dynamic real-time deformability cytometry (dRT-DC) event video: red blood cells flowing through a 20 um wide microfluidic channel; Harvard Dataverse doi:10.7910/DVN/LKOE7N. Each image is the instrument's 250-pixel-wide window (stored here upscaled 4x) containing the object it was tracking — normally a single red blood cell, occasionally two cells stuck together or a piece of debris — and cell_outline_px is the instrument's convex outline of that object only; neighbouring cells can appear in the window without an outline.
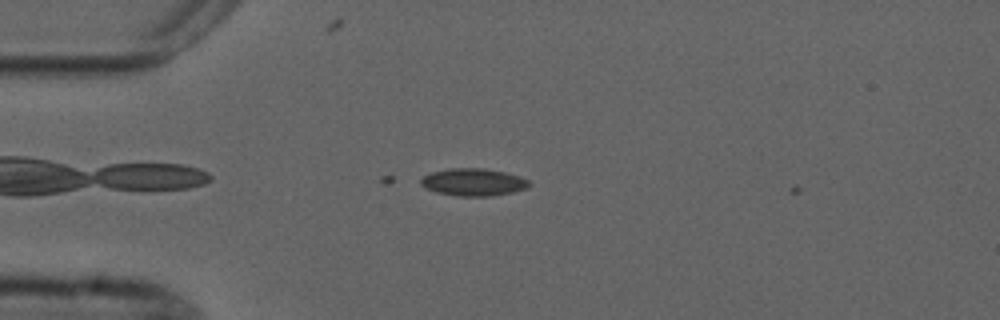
{"species": "common noctule bat (a hibernating species)", "species_latin": "Nyctalus noctula", "temperature_condition": "cold", "stored_images_in_passage": 4, "camera_frame_rate_fps": 3000, "um_per_image_px": 0.085, "animal": {"sex": "male", "forearm_length_mm": 52.5}, "frame": {"image": 1, "passage_image": 1, "time_ms": 0.0, "image_size_px": [1000, 320], "cell_outline_px": [[532, 184], [528, 188], [512, 192], [492, 196], [456, 196], [436, 192], [424, 188], [420, 184], [420, 180], [424, 176], [432, 172], [448, 168], [484, 168], [504, 172], [520, 176], [528, 180]], "centroid_in_image_um": [40.24, 15.48], "position_along_channel_um": 44.8, "area_um2": 17.46}}
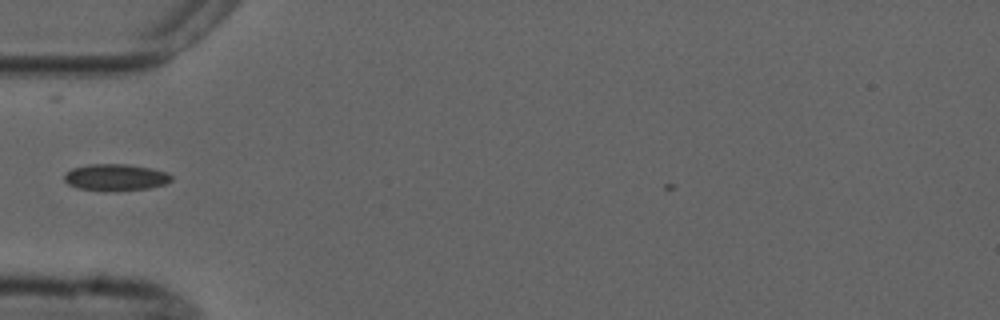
{"frame": {"image": 2, "passage_image": 2, "time_ms": 1.333, "image_size_px": [1000, 320], "cell_outline_px": [[172, 180], [164, 184], [148, 188], [112, 192], [104, 192], [76, 188], [68, 184], [64, 180], [64, 176], [72, 168], [88, 164], [128, 164], [152, 168], [168, 172], [172, 176]], "centroid_in_image_um": [9.82, 15.09], "position_along_channel_um": 75.2, "area_um2": 16.99}}
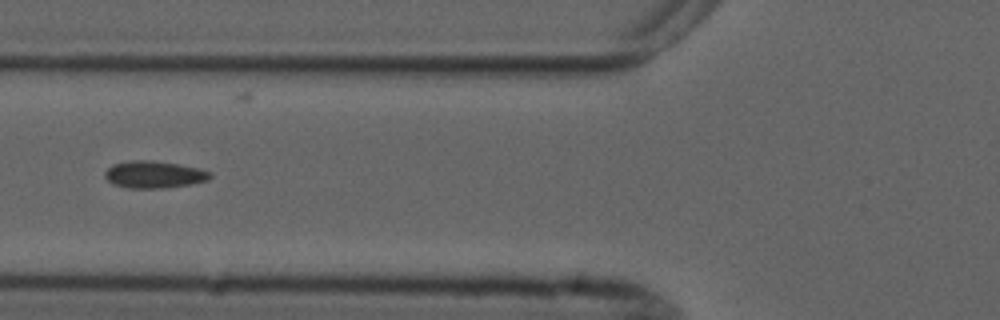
{"frame": {"image": 3, "passage_image": 3, "time_ms": 2.333, "image_size_px": [1000, 320], "cell_outline_px": [[212, 176], [208, 180], [188, 184], [164, 188], [128, 188], [112, 184], [104, 176], [104, 172], [112, 164], [132, 160], [152, 160], [180, 164], [212, 172]], "centroid_in_image_um": [13.07, 14.83], "position_along_channel_um": 112.7, "area_um2": 16.65}}